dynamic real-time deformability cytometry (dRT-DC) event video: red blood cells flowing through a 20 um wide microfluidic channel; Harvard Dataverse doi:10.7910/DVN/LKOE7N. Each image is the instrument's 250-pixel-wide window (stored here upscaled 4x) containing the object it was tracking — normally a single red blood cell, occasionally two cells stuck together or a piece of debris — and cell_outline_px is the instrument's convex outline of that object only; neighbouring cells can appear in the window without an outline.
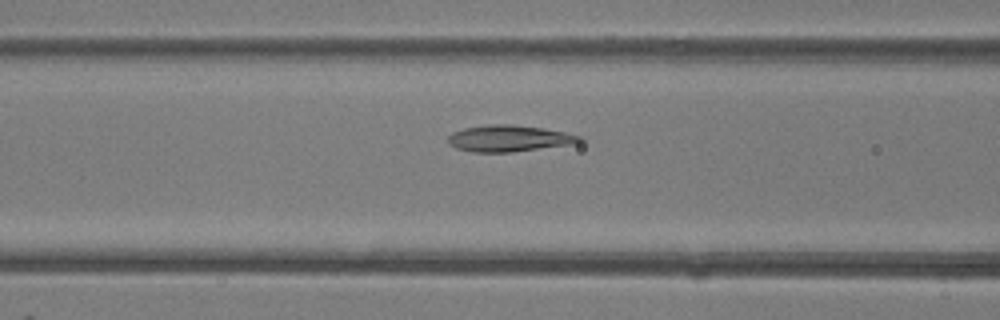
{"species": "common noctule bat (a hibernating species)", "species_latin": "Nyctalus noctula", "temperature_condition": "room temperature", "stored_images_in_passage": 6, "camera_frame_rate_fps": 3000, "um_per_image_px": 0.085, "animal": {"sex": "female"}, "frame": {"image": 1, "passage_image": 6, "time_ms": 6.333, "image_size_px": [1000, 320], "cell_outline_px": [[584, 140], [580, 144], [512, 152], [472, 152], [456, 148], [448, 144], [448, 136], [452, 132], [464, 128], [492, 124], [508, 124], [544, 128], [584, 136]], "centroid_in_image_um": [43.34, 11.77], "position_along_channel_um": 123.3, "area_um2": 20.63}}